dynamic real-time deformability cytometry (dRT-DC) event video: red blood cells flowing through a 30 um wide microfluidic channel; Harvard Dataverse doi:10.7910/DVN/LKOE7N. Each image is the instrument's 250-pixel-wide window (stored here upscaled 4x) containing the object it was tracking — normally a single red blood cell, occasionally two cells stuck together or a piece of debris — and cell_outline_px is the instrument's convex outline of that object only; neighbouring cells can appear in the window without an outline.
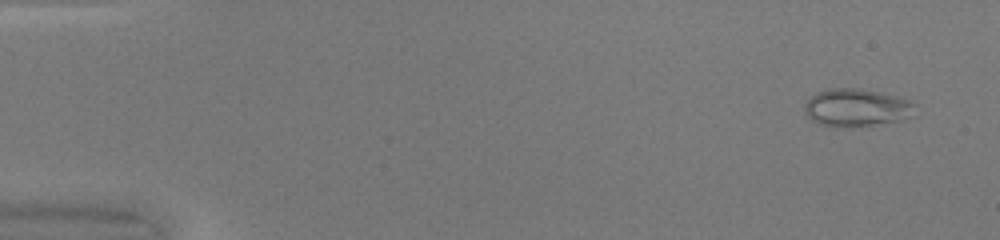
{"species": "common noctule bat (a hibernating species)", "species_latin": "Nyctalus noctula", "temperature_condition": "warm", "stored_images_in_passage": 49, "camera_frame_rate_fps": 3000, "um_per_image_px": 0.085, "animal": {"sex": "female", "body_mass_g": 20.0, "forearm_length_mm": 54.0}, "frame": {"image": 1, "passage_image": 3, "time_ms": 0.667, "image_size_px": [1000, 240], "cell_outline_px": [[916, 116], [904, 120], [852, 128], [820, 124], [812, 120], [804, 112], [804, 104], [816, 92], [828, 88], [860, 88], [900, 96], [912, 100], [916, 104]], "centroid_in_image_um": [72.9, 9.15], "position_along_channel_um": 12.1, "area_um2": 25.03}}
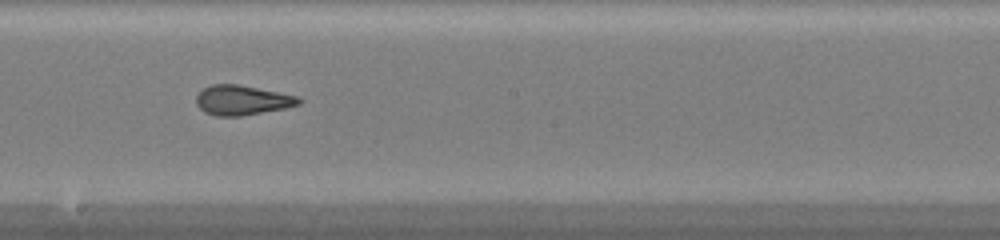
{"frame": {"image": 2, "passage_image": 28, "time_ms": 9.0, "image_size_px": [1000, 240], "cell_outline_px": [[304, 100], [300, 104], [284, 108], [240, 116], [216, 116], [204, 112], [196, 104], [196, 96], [204, 88], [212, 84], [236, 84], [296, 96]], "centroid_in_image_um": [20.55, 8.52], "position_along_channel_um": 227.6, "area_um2": 17.51}}
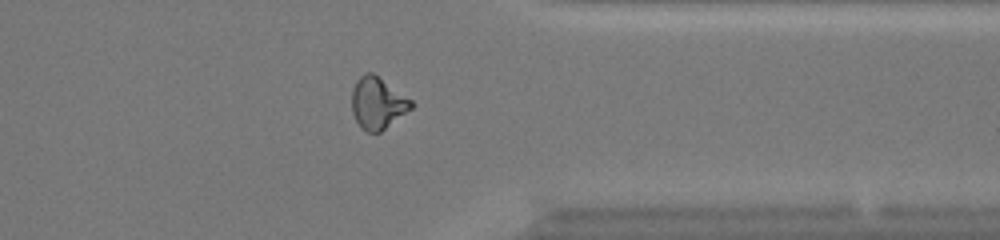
{"frame": {"image": 3, "passage_image": 39, "time_ms": 12.667, "image_size_px": [1000, 240], "cell_outline_px": [[416, 104], [412, 108], [380, 132], [368, 132], [360, 128], [352, 112], [352, 88], [356, 80], [364, 72], [372, 72], [412, 100]], "centroid_in_image_um": [32.08, 8.76], "position_along_channel_um": 379.3, "area_um2": 17.92}, "authors_computed_cell_mechanics": {"area_um2": 19.0162, "velocity_mm_per_s": 4.2845, "shape_relaxation_time_tau1_ms": null, "shape_relaxation_time_tau2_ms": 0.729, "deformation_change_tau1": null, "deformation_change_tau2": 0.0746}}